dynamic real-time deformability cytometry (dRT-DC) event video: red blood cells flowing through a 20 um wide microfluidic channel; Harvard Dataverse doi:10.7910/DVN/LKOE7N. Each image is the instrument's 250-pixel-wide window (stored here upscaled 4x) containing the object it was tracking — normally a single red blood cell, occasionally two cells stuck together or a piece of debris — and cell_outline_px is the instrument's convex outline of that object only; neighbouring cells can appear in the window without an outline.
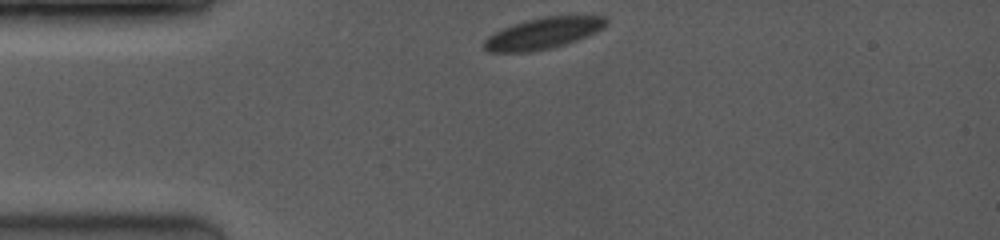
{"species": "common noctule bat (a hibernating species)", "species_latin": "Nyctalus noctula", "temperature_condition": "room temperature", "stored_images_in_passage": 43, "camera_frame_rate_fps": 3500, "um_per_image_px": 0.085, "animal": {"sex": "female", "body_mass_g": 19.0, "forearm_length_mm": 53.3}, "frame": {"image": 1, "passage_image": 1, "time_ms": 0.0, "image_size_px": [1000, 240], "cell_outline_px": [[608, 20], [604, 28], [588, 36], [552, 48], [528, 52], [488, 52], [484, 48], [484, 40], [492, 32], [512, 24], [524, 20], [544, 16], [604, 16]], "centroid_in_image_um": [46.14, 2.82], "position_along_channel_um": 38.9, "area_um2": 22.37}}
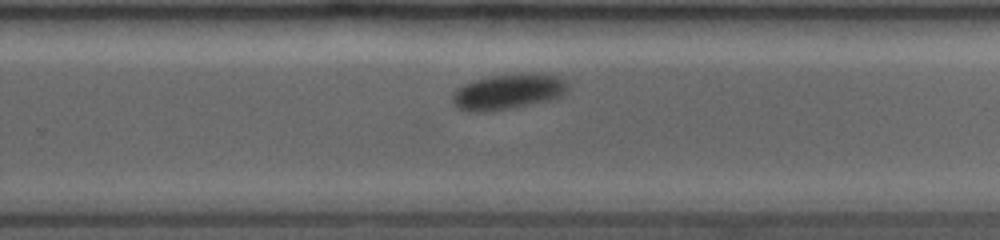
{"frame": {"image": 2, "passage_image": 31, "time_ms": 7.143, "image_size_px": [1000, 240], "cell_outline_px": [[568, 88], [564, 96], [552, 100], [508, 108], [484, 112], [468, 112], [452, 104], [452, 92], [464, 84], [476, 80], [492, 76], [556, 76], [564, 80], [568, 84]], "centroid_in_image_um": [43.14, 7.85], "position_along_channel_um": 286.7, "area_um2": 22.95}}
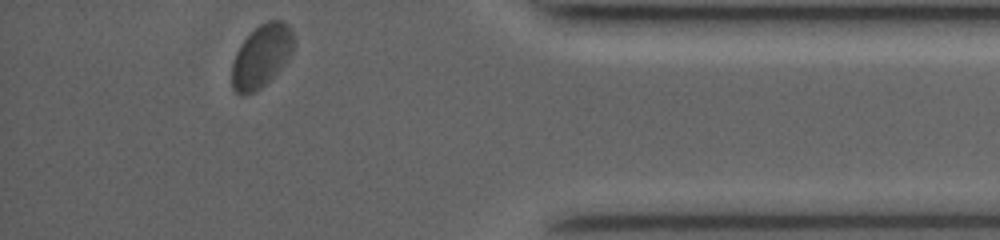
{"frame": {"image": 3, "passage_image": 43, "time_ms": 10.857, "image_size_px": [1000, 240], "cell_outline_px": [[292, 52], [272, 76], [264, 84], [252, 92], [244, 96], [236, 92], [232, 88], [232, 60], [240, 44], [260, 24], [268, 20], [284, 20], [288, 24], [292, 32]], "centroid_in_image_um": [22.18, 4.74], "position_along_channel_um": 413.0, "area_um2": 22.02}, "authors_computed_cell_mechanics": {"area_um2": 23.7558, "velocity_mm_per_s": 3.9147, "shape_relaxation_time_tau1_ms": 0.703, "shape_relaxation_time_tau2_ms": null, "deformation_change_tau1": 0.0635, "deformation_change_tau2": null}}